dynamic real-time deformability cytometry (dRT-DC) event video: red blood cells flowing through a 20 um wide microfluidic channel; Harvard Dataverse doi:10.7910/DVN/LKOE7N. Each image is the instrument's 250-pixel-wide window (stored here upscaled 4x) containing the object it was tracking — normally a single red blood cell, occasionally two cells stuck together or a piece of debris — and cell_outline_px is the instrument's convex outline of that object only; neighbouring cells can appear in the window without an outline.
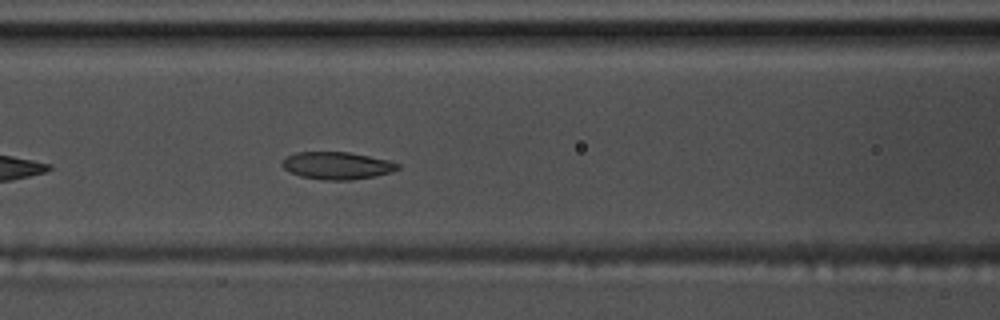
{"species": "common noctule bat (a hibernating species)", "species_latin": "Nyctalus noctula", "temperature_condition": "warm", "stored_images_in_passage": 43, "camera_frame_rate_fps": 3000, "um_per_image_px": 0.085, "animal": {"sex": "male", "body_mass_g": 17.5, "forearm_length_mm": 52.3}, "frame": {"image": 1, "passage_image": 10, "time_ms": 3.0, "image_size_px": [1000, 320], "cell_outline_px": [[400, 168], [392, 172], [352, 180], [324, 180], [300, 176], [284, 168], [284, 160], [288, 156], [296, 152], [348, 152], [388, 160], [400, 164]], "centroid_in_image_um": [28.69, 14.08], "position_along_channel_um": 137.9, "area_um2": 18.15}}
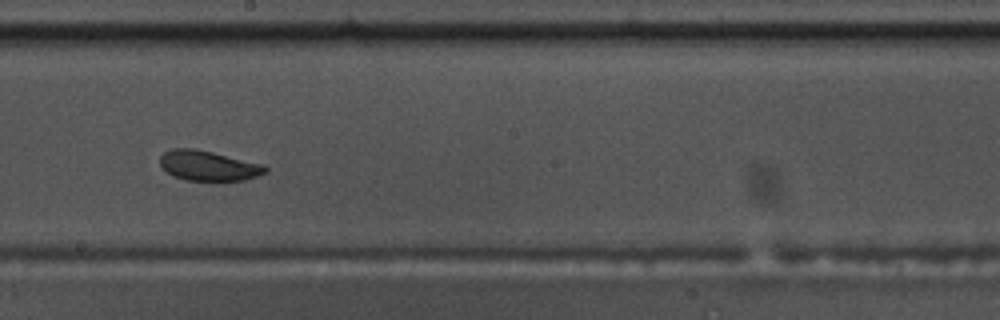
{"frame": {"image": 2, "passage_image": 18, "time_ms": 5.667, "image_size_px": [1000, 320], "cell_outline_px": [[268, 172], [244, 180], [184, 180], [172, 176], [160, 168], [160, 156], [164, 152], [172, 148], [192, 148], [212, 152], [264, 164], [268, 168]], "centroid_in_image_um": [17.68, 14.08], "position_along_channel_um": 230.5, "area_um2": 18.55}}
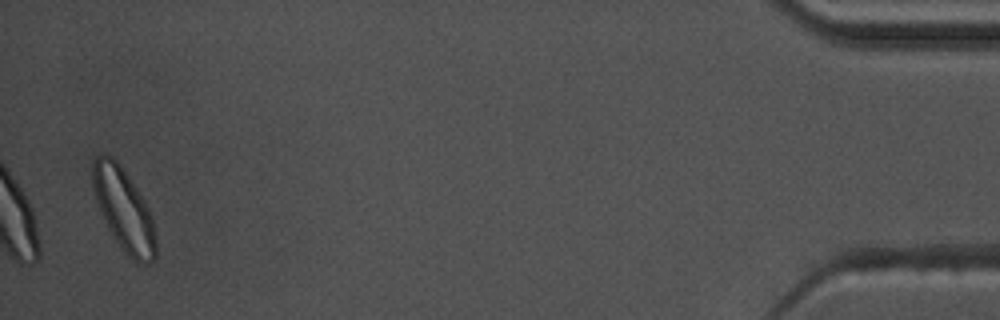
{"frame": {"image": 3, "passage_image": 42, "time_ms": 13.667, "image_size_px": [1000, 320], "cell_outline_px": [[156, 260], [148, 264], [140, 264], [132, 260], [124, 252], [108, 228], [100, 212], [92, 188], [92, 160], [96, 156], [112, 156], [116, 160], [136, 188], [144, 200], [152, 216], [156, 240]], "centroid_in_image_um": [10.53, 17.87], "position_along_channel_um": 424.7, "area_um2": 30.23}, "authors_computed_cell_mechanics": {"area_um2": 19.1318, "velocity_mm_per_s": 3.4923, "shape_relaxation_time_tau1_ms": 7.5642, "shape_relaxation_time_tau2_ms": 9.6045, "deformation_change_tau1": 0.1243, "deformation_change_tau2": 0.1625}}